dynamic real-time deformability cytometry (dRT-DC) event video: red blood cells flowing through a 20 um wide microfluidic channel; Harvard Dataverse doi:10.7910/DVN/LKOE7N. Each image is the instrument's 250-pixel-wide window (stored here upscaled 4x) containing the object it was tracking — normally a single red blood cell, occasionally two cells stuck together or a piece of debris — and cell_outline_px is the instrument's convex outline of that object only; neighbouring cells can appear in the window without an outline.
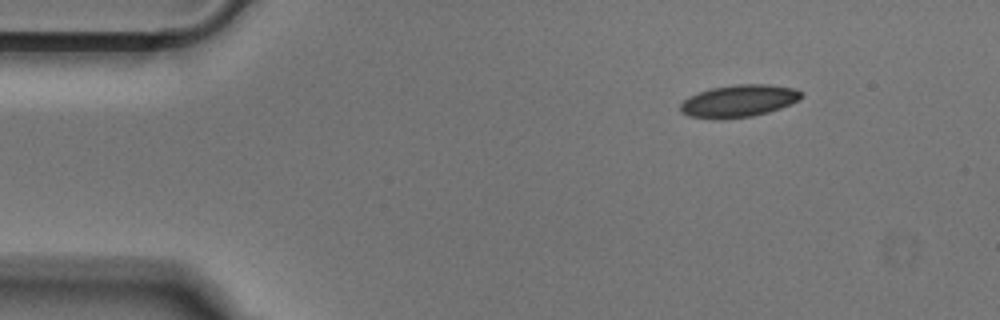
{"species": "Egyptian fruit bat (a non-hibernating species)", "species_latin": "Rousettus aegyptiacus", "temperature_condition": "cold", "stored_images_in_passage": 46, "camera_frame_rate_fps": 3000, "um_per_image_px": 0.085, "animal": {"sex": "male"}, "frame": {"image": 1, "passage_image": 1, "time_ms": 0.0, "image_size_px": [1000, 320], "cell_outline_px": [[804, 96], [800, 100], [780, 108], [768, 112], [752, 116], [688, 116], [680, 112], [680, 104], [688, 96], [712, 88], [736, 84], [768, 84], [792, 88], [804, 92]], "centroid_in_image_um": [62.87, 8.53], "position_along_channel_um": 22.1, "area_um2": 22.02}}
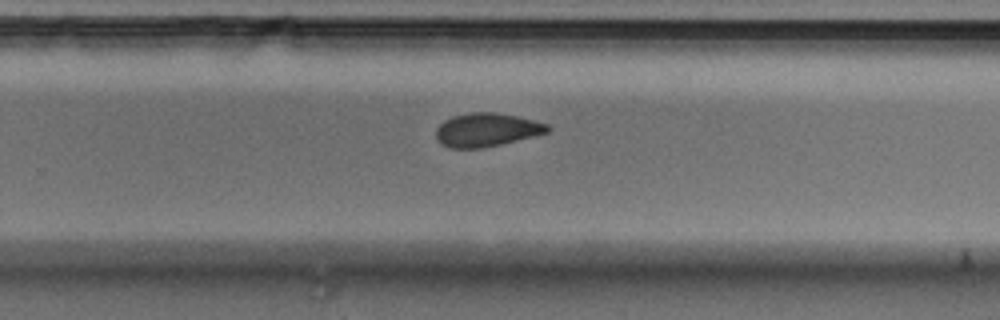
{"frame": {"image": 2, "passage_image": 27, "time_ms": 8.667, "image_size_px": [1000, 320], "cell_outline_px": [[552, 128], [548, 132], [500, 144], [480, 148], [452, 148], [440, 144], [436, 140], [436, 128], [444, 120], [452, 116], [472, 112], [492, 112], [516, 116], [548, 124]], "centroid_in_image_um": [41.32, 11.03], "position_along_channel_um": 288.5, "area_um2": 21.62}}
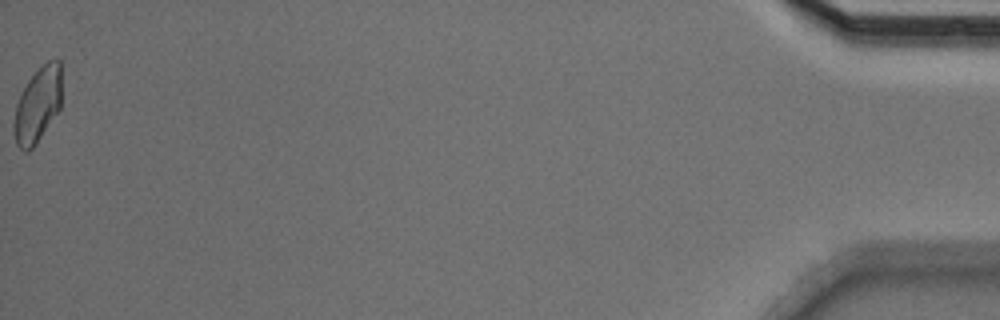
{"frame": {"image": 3, "passage_image": 46, "time_ms": 15.0, "image_size_px": [1000, 320], "cell_outline_px": [[60, 108], [32, 148], [28, 152], [24, 152], [16, 144], [12, 128], [12, 124], [16, 104], [20, 92], [28, 80], [48, 60], [60, 60]], "centroid_in_image_um": [3.15, 8.94], "position_along_channel_um": 432.0, "area_um2": 20.69}}